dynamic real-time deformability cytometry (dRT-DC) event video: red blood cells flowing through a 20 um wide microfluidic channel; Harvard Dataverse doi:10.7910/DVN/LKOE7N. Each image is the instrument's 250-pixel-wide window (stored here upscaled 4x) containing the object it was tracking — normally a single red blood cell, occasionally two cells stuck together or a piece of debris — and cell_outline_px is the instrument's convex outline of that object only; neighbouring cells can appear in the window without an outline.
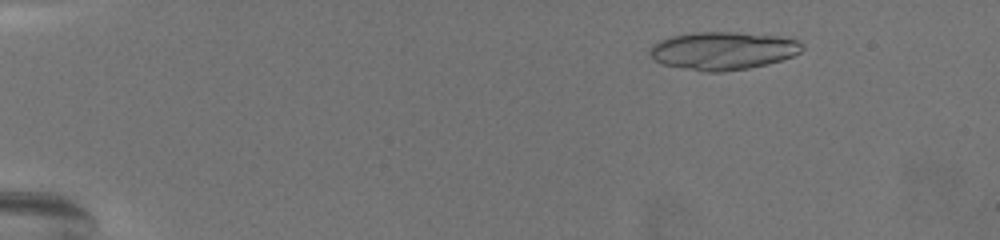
{"species": "common noctule bat (a hibernating species)", "species_latin": "Nyctalus noctula", "temperature_condition": "warm", "stored_images_in_passage": 71, "camera_frame_rate_fps": 3000, "um_per_image_px": 0.085, "animal": {"sex": "female", "body_mass_g": 19.5, "forearm_length_mm": 54.1}, "frame": {"image": 1, "passage_image": 11, "time_ms": 3.333, "image_size_px": [1000, 240], "cell_outline_px": [[804, 48], [800, 52], [792, 56], [768, 64], [748, 68], [720, 72], [704, 72], [664, 64], [652, 60], [648, 52], [652, 44], [660, 40], [672, 36], [696, 32], [732, 32], [776, 36], [796, 40], [804, 44]], "centroid_in_image_um": [61.42, 4.31], "position_along_channel_um": 23.6, "area_um2": 33.58}}